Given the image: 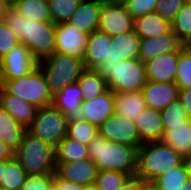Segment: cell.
<instances>
[{
    "mask_svg": "<svg viewBox=\"0 0 191 190\" xmlns=\"http://www.w3.org/2000/svg\"><path fill=\"white\" fill-rule=\"evenodd\" d=\"M56 162H72L89 158L87 145L64 137L55 147Z\"/></svg>",
    "mask_w": 191,
    "mask_h": 190,
    "instance_id": "f546056e",
    "label": "cell"
},
{
    "mask_svg": "<svg viewBox=\"0 0 191 190\" xmlns=\"http://www.w3.org/2000/svg\"><path fill=\"white\" fill-rule=\"evenodd\" d=\"M97 70L113 93L142 91L148 81L145 64L140 59L107 61Z\"/></svg>",
    "mask_w": 191,
    "mask_h": 190,
    "instance_id": "5b68a950",
    "label": "cell"
},
{
    "mask_svg": "<svg viewBox=\"0 0 191 190\" xmlns=\"http://www.w3.org/2000/svg\"><path fill=\"white\" fill-rule=\"evenodd\" d=\"M111 37L96 30L88 35L84 64L86 69L97 70L110 58Z\"/></svg>",
    "mask_w": 191,
    "mask_h": 190,
    "instance_id": "2e32d148",
    "label": "cell"
},
{
    "mask_svg": "<svg viewBox=\"0 0 191 190\" xmlns=\"http://www.w3.org/2000/svg\"><path fill=\"white\" fill-rule=\"evenodd\" d=\"M86 190H99L95 185L86 186Z\"/></svg>",
    "mask_w": 191,
    "mask_h": 190,
    "instance_id": "11a10c76",
    "label": "cell"
},
{
    "mask_svg": "<svg viewBox=\"0 0 191 190\" xmlns=\"http://www.w3.org/2000/svg\"><path fill=\"white\" fill-rule=\"evenodd\" d=\"M164 130L171 129V126L183 125L188 120L186 109L177 98L170 105L160 111Z\"/></svg>",
    "mask_w": 191,
    "mask_h": 190,
    "instance_id": "e575fe53",
    "label": "cell"
},
{
    "mask_svg": "<svg viewBox=\"0 0 191 190\" xmlns=\"http://www.w3.org/2000/svg\"><path fill=\"white\" fill-rule=\"evenodd\" d=\"M52 174L27 176L21 190H51Z\"/></svg>",
    "mask_w": 191,
    "mask_h": 190,
    "instance_id": "b9f144b4",
    "label": "cell"
},
{
    "mask_svg": "<svg viewBox=\"0 0 191 190\" xmlns=\"http://www.w3.org/2000/svg\"><path fill=\"white\" fill-rule=\"evenodd\" d=\"M141 39L135 30L111 38L109 61L138 59Z\"/></svg>",
    "mask_w": 191,
    "mask_h": 190,
    "instance_id": "44dd1931",
    "label": "cell"
},
{
    "mask_svg": "<svg viewBox=\"0 0 191 190\" xmlns=\"http://www.w3.org/2000/svg\"><path fill=\"white\" fill-rule=\"evenodd\" d=\"M13 150L0 139V161L10 160L13 157Z\"/></svg>",
    "mask_w": 191,
    "mask_h": 190,
    "instance_id": "bcb514c9",
    "label": "cell"
},
{
    "mask_svg": "<svg viewBox=\"0 0 191 190\" xmlns=\"http://www.w3.org/2000/svg\"><path fill=\"white\" fill-rule=\"evenodd\" d=\"M189 180L185 163L155 178L151 184L158 190H182Z\"/></svg>",
    "mask_w": 191,
    "mask_h": 190,
    "instance_id": "4dcf8cb0",
    "label": "cell"
},
{
    "mask_svg": "<svg viewBox=\"0 0 191 190\" xmlns=\"http://www.w3.org/2000/svg\"><path fill=\"white\" fill-rule=\"evenodd\" d=\"M184 163H185L186 168H187L188 178H189V180L191 181V156L186 157V158L184 159Z\"/></svg>",
    "mask_w": 191,
    "mask_h": 190,
    "instance_id": "7dc6e473",
    "label": "cell"
},
{
    "mask_svg": "<svg viewBox=\"0 0 191 190\" xmlns=\"http://www.w3.org/2000/svg\"><path fill=\"white\" fill-rule=\"evenodd\" d=\"M103 2L108 4L125 5L128 0H104Z\"/></svg>",
    "mask_w": 191,
    "mask_h": 190,
    "instance_id": "681fc988",
    "label": "cell"
},
{
    "mask_svg": "<svg viewBox=\"0 0 191 190\" xmlns=\"http://www.w3.org/2000/svg\"><path fill=\"white\" fill-rule=\"evenodd\" d=\"M184 157L161 141L143 143L137 150L136 174L146 183L182 165Z\"/></svg>",
    "mask_w": 191,
    "mask_h": 190,
    "instance_id": "3957f363",
    "label": "cell"
},
{
    "mask_svg": "<svg viewBox=\"0 0 191 190\" xmlns=\"http://www.w3.org/2000/svg\"><path fill=\"white\" fill-rule=\"evenodd\" d=\"M82 0H48L52 20L55 24L68 22Z\"/></svg>",
    "mask_w": 191,
    "mask_h": 190,
    "instance_id": "8d00e7d4",
    "label": "cell"
},
{
    "mask_svg": "<svg viewBox=\"0 0 191 190\" xmlns=\"http://www.w3.org/2000/svg\"><path fill=\"white\" fill-rule=\"evenodd\" d=\"M184 4L185 0H158L155 12L172 22Z\"/></svg>",
    "mask_w": 191,
    "mask_h": 190,
    "instance_id": "ab89813d",
    "label": "cell"
},
{
    "mask_svg": "<svg viewBox=\"0 0 191 190\" xmlns=\"http://www.w3.org/2000/svg\"><path fill=\"white\" fill-rule=\"evenodd\" d=\"M115 114V93L109 88L95 99L83 101L77 118L86 120L91 125L100 127Z\"/></svg>",
    "mask_w": 191,
    "mask_h": 190,
    "instance_id": "7c38bea8",
    "label": "cell"
},
{
    "mask_svg": "<svg viewBox=\"0 0 191 190\" xmlns=\"http://www.w3.org/2000/svg\"><path fill=\"white\" fill-rule=\"evenodd\" d=\"M83 93V101L95 99L108 89L106 79L98 70L86 69L78 80Z\"/></svg>",
    "mask_w": 191,
    "mask_h": 190,
    "instance_id": "83f0119b",
    "label": "cell"
},
{
    "mask_svg": "<svg viewBox=\"0 0 191 190\" xmlns=\"http://www.w3.org/2000/svg\"><path fill=\"white\" fill-rule=\"evenodd\" d=\"M98 132L107 141L126 144L137 149L143 144L134 121L117 114L109 117L98 128Z\"/></svg>",
    "mask_w": 191,
    "mask_h": 190,
    "instance_id": "8fae6325",
    "label": "cell"
},
{
    "mask_svg": "<svg viewBox=\"0 0 191 190\" xmlns=\"http://www.w3.org/2000/svg\"><path fill=\"white\" fill-rule=\"evenodd\" d=\"M83 102V93L77 83L68 85L53 95L52 106L67 117H77Z\"/></svg>",
    "mask_w": 191,
    "mask_h": 190,
    "instance_id": "603a6c76",
    "label": "cell"
},
{
    "mask_svg": "<svg viewBox=\"0 0 191 190\" xmlns=\"http://www.w3.org/2000/svg\"><path fill=\"white\" fill-rule=\"evenodd\" d=\"M2 88V81H1V77H0V90Z\"/></svg>",
    "mask_w": 191,
    "mask_h": 190,
    "instance_id": "680465c9",
    "label": "cell"
},
{
    "mask_svg": "<svg viewBox=\"0 0 191 190\" xmlns=\"http://www.w3.org/2000/svg\"><path fill=\"white\" fill-rule=\"evenodd\" d=\"M130 177L126 173L112 170L98 171L94 185L99 190H119Z\"/></svg>",
    "mask_w": 191,
    "mask_h": 190,
    "instance_id": "74e56055",
    "label": "cell"
},
{
    "mask_svg": "<svg viewBox=\"0 0 191 190\" xmlns=\"http://www.w3.org/2000/svg\"><path fill=\"white\" fill-rule=\"evenodd\" d=\"M20 43L18 36L8 26L0 22V60Z\"/></svg>",
    "mask_w": 191,
    "mask_h": 190,
    "instance_id": "60d3db41",
    "label": "cell"
},
{
    "mask_svg": "<svg viewBox=\"0 0 191 190\" xmlns=\"http://www.w3.org/2000/svg\"><path fill=\"white\" fill-rule=\"evenodd\" d=\"M102 1L82 0L68 23L80 32L90 35L98 30Z\"/></svg>",
    "mask_w": 191,
    "mask_h": 190,
    "instance_id": "d6986e66",
    "label": "cell"
},
{
    "mask_svg": "<svg viewBox=\"0 0 191 190\" xmlns=\"http://www.w3.org/2000/svg\"><path fill=\"white\" fill-rule=\"evenodd\" d=\"M1 81L2 88L7 93L25 100L37 108L50 106L52 104L53 95L38 66L22 78Z\"/></svg>",
    "mask_w": 191,
    "mask_h": 190,
    "instance_id": "52a82bcc",
    "label": "cell"
},
{
    "mask_svg": "<svg viewBox=\"0 0 191 190\" xmlns=\"http://www.w3.org/2000/svg\"><path fill=\"white\" fill-rule=\"evenodd\" d=\"M88 35L72 27L68 22L56 24L55 52L84 59Z\"/></svg>",
    "mask_w": 191,
    "mask_h": 190,
    "instance_id": "4fadbf2b",
    "label": "cell"
},
{
    "mask_svg": "<svg viewBox=\"0 0 191 190\" xmlns=\"http://www.w3.org/2000/svg\"><path fill=\"white\" fill-rule=\"evenodd\" d=\"M184 47V43L171 30L162 36L141 39L138 59L145 63L158 55L181 51Z\"/></svg>",
    "mask_w": 191,
    "mask_h": 190,
    "instance_id": "9a60e30c",
    "label": "cell"
},
{
    "mask_svg": "<svg viewBox=\"0 0 191 190\" xmlns=\"http://www.w3.org/2000/svg\"><path fill=\"white\" fill-rule=\"evenodd\" d=\"M175 84L178 90L191 88V51L187 46L179 51Z\"/></svg>",
    "mask_w": 191,
    "mask_h": 190,
    "instance_id": "d590c367",
    "label": "cell"
},
{
    "mask_svg": "<svg viewBox=\"0 0 191 190\" xmlns=\"http://www.w3.org/2000/svg\"><path fill=\"white\" fill-rule=\"evenodd\" d=\"M135 19L125 5L102 2L98 30L111 38L134 30Z\"/></svg>",
    "mask_w": 191,
    "mask_h": 190,
    "instance_id": "30bf717a",
    "label": "cell"
},
{
    "mask_svg": "<svg viewBox=\"0 0 191 190\" xmlns=\"http://www.w3.org/2000/svg\"><path fill=\"white\" fill-rule=\"evenodd\" d=\"M69 117L52 105L38 108L27 132L56 147L67 136Z\"/></svg>",
    "mask_w": 191,
    "mask_h": 190,
    "instance_id": "ba28073f",
    "label": "cell"
},
{
    "mask_svg": "<svg viewBox=\"0 0 191 190\" xmlns=\"http://www.w3.org/2000/svg\"><path fill=\"white\" fill-rule=\"evenodd\" d=\"M182 190H191V181L190 180L185 182V184L183 185V189Z\"/></svg>",
    "mask_w": 191,
    "mask_h": 190,
    "instance_id": "f5cc1de1",
    "label": "cell"
},
{
    "mask_svg": "<svg viewBox=\"0 0 191 190\" xmlns=\"http://www.w3.org/2000/svg\"><path fill=\"white\" fill-rule=\"evenodd\" d=\"M191 51V41L186 45Z\"/></svg>",
    "mask_w": 191,
    "mask_h": 190,
    "instance_id": "6f0895ef",
    "label": "cell"
},
{
    "mask_svg": "<svg viewBox=\"0 0 191 190\" xmlns=\"http://www.w3.org/2000/svg\"><path fill=\"white\" fill-rule=\"evenodd\" d=\"M172 31L186 46L191 41V6L184 4L171 22Z\"/></svg>",
    "mask_w": 191,
    "mask_h": 190,
    "instance_id": "836d02e7",
    "label": "cell"
},
{
    "mask_svg": "<svg viewBox=\"0 0 191 190\" xmlns=\"http://www.w3.org/2000/svg\"><path fill=\"white\" fill-rule=\"evenodd\" d=\"M3 22L14 32L20 43H23L37 62L43 61L55 52L54 22L29 20L23 17L15 6H8Z\"/></svg>",
    "mask_w": 191,
    "mask_h": 190,
    "instance_id": "6da1fadb",
    "label": "cell"
},
{
    "mask_svg": "<svg viewBox=\"0 0 191 190\" xmlns=\"http://www.w3.org/2000/svg\"><path fill=\"white\" fill-rule=\"evenodd\" d=\"M27 176L25 170L13 156L10 160H6V168L0 187L8 190H21Z\"/></svg>",
    "mask_w": 191,
    "mask_h": 190,
    "instance_id": "d6a6232c",
    "label": "cell"
},
{
    "mask_svg": "<svg viewBox=\"0 0 191 190\" xmlns=\"http://www.w3.org/2000/svg\"><path fill=\"white\" fill-rule=\"evenodd\" d=\"M89 158L98 171L112 170L134 176L137 170V148L107 141L99 133L87 145Z\"/></svg>",
    "mask_w": 191,
    "mask_h": 190,
    "instance_id": "7a4b0ae2",
    "label": "cell"
},
{
    "mask_svg": "<svg viewBox=\"0 0 191 190\" xmlns=\"http://www.w3.org/2000/svg\"><path fill=\"white\" fill-rule=\"evenodd\" d=\"M148 108L163 110L178 98V87L172 82H154L148 80L142 89Z\"/></svg>",
    "mask_w": 191,
    "mask_h": 190,
    "instance_id": "e0dca14e",
    "label": "cell"
},
{
    "mask_svg": "<svg viewBox=\"0 0 191 190\" xmlns=\"http://www.w3.org/2000/svg\"><path fill=\"white\" fill-rule=\"evenodd\" d=\"M38 62L33 58L31 51L19 43L0 60L1 80L22 78L33 71Z\"/></svg>",
    "mask_w": 191,
    "mask_h": 190,
    "instance_id": "9c48e42d",
    "label": "cell"
},
{
    "mask_svg": "<svg viewBox=\"0 0 191 190\" xmlns=\"http://www.w3.org/2000/svg\"><path fill=\"white\" fill-rule=\"evenodd\" d=\"M134 123L143 143L161 141L164 125L160 111L147 107L135 119Z\"/></svg>",
    "mask_w": 191,
    "mask_h": 190,
    "instance_id": "ffe728a7",
    "label": "cell"
},
{
    "mask_svg": "<svg viewBox=\"0 0 191 190\" xmlns=\"http://www.w3.org/2000/svg\"><path fill=\"white\" fill-rule=\"evenodd\" d=\"M178 99L185 107L187 116L191 120V88H185L179 90Z\"/></svg>",
    "mask_w": 191,
    "mask_h": 190,
    "instance_id": "f6af8a7d",
    "label": "cell"
},
{
    "mask_svg": "<svg viewBox=\"0 0 191 190\" xmlns=\"http://www.w3.org/2000/svg\"><path fill=\"white\" fill-rule=\"evenodd\" d=\"M143 190H158L151 183H147Z\"/></svg>",
    "mask_w": 191,
    "mask_h": 190,
    "instance_id": "db71d44e",
    "label": "cell"
},
{
    "mask_svg": "<svg viewBox=\"0 0 191 190\" xmlns=\"http://www.w3.org/2000/svg\"><path fill=\"white\" fill-rule=\"evenodd\" d=\"M147 183L139 176H130L119 190H143Z\"/></svg>",
    "mask_w": 191,
    "mask_h": 190,
    "instance_id": "ee69618b",
    "label": "cell"
},
{
    "mask_svg": "<svg viewBox=\"0 0 191 190\" xmlns=\"http://www.w3.org/2000/svg\"><path fill=\"white\" fill-rule=\"evenodd\" d=\"M185 4L191 6V0H185Z\"/></svg>",
    "mask_w": 191,
    "mask_h": 190,
    "instance_id": "9f6ffc18",
    "label": "cell"
},
{
    "mask_svg": "<svg viewBox=\"0 0 191 190\" xmlns=\"http://www.w3.org/2000/svg\"><path fill=\"white\" fill-rule=\"evenodd\" d=\"M157 2L158 0H128L125 7L135 19L149 13H155Z\"/></svg>",
    "mask_w": 191,
    "mask_h": 190,
    "instance_id": "f35d334b",
    "label": "cell"
},
{
    "mask_svg": "<svg viewBox=\"0 0 191 190\" xmlns=\"http://www.w3.org/2000/svg\"><path fill=\"white\" fill-rule=\"evenodd\" d=\"M14 6L29 20L53 22L47 0H19Z\"/></svg>",
    "mask_w": 191,
    "mask_h": 190,
    "instance_id": "f1b7e54d",
    "label": "cell"
},
{
    "mask_svg": "<svg viewBox=\"0 0 191 190\" xmlns=\"http://www.w3.org/2000/svg\"><path fill=\"white\" fill-rule=\"evenodd\" d=\"M145 108L147 104L142 91L115 93V114L135 121Z\"/></svg>",
    "mask_w": 191,
    "mask_h": 190,
    "instance_id": "cb8c5ba5",
    "label": "cell"
},
{
    "mask_svg": "<svg viewBox=\"0 0 191 190\" xmlns=\"http://www.w3.org/2000/svg\"><path fill=\"white\" fill-rule=\"evenodd\" d=\"M27 128L0 106V139L13 151L23 141Z\"/></svg>",
    "mask_w": 191,
    "mask_h": 190,
    "instance_id": "4316f807",
    "label": "cell"
},
{
    "mask_svg": "<svg viewBox=\"0 0 191 190\" xmlns=\"http://www.w3.org/2000/svg\"><path fill=\"white\" fill-rule=\"evenodd\" d=\"M0 106L18 123L28 128L35 118L38 108L18 97L10 95L3 88L0 90Z\"/></svg>",
    "mask_w": 191,
    "mask_h": 190,
    "instance_id": "7402d4cb",
    "label": "cell"
},
{
    "mask_svg": "<svg viewBox=\"0 0 191 190\" xmlns=\"http://www.w3.org/2000/svg\"><path fill=\"white\" fill-rule=\"evenodd\" d=\"M98 127L77 117H70L67 127V137L78 141L81 144L88 143L98 134Z\"/></svg>",
    "mask_w": 191,
    "mask_h": 190,
    "instance_id": "1f68e13d",
    "label": "cell"
},
{
    "mask_svg": "<svg viewBox=\"0 0 191 190\" xmlns=\"http://www.w3.org/2000/svg\"><path fill=\"white\" fill-rule=\"evenodd\" d=\"M161 142L173 148L184 158L191 156V120L164 130Z\"/></svg>",
    "mask_w": 191,
    "mask_h": 190,
    "instance_id": "484cf974",
    "label": "cell"
},
{
    "mask_svg": "<svg viewBox=\"0 0 191 190\" xmlns=\"http://www.w3.org/2000/svg\"><path fill=\"white\" fill-rule=\"evenodd\" d=\"M4 2L7 6H14L19 0H1Z\"/></svg>",
    "mask_w": 191,
    "mask_h": 190,
    "instance_id": "816d5d0a",
    "label": "cell"
},
{
    "mask_svg": "<svg viewBox=\"0 0 191 190\" xmlns=\"http://www.w3.org/2000/svg\"><path fill=\"white\" fill-rule=\"evenodd\" d=\"M51 190H86V186L67 181L55 172L52 174Z\"/></svg>",
    "mask_w": 191,
    "mask_h": 190,
    "instance_id": "7bdbcfd3",
    "label": "cell"
},
{
    "mask_svg": "<svg viewBox=\"0 0 191 190\" xmlns=\"http://www.w3.org/2000/svg\"><path fill=\"white\" fill-rule=\"evenodd\" d=\"M56 173L63 179L80 185H94L97 165L90 159L72 162H56Z\"/></svg>",
    "mask_w": 191,
    "mask_h": 190,
    "instance_id": "5bb4252c",
    "label": "cell"
},
{
    "mask_svg": "<svg viewBox=\"0 0 191 190\" xmlns=\"http://www.w3.org/2000/svg\"><path fill=\"white\" fill-rule=\"evenodd\" d=\"M5 168H6V160L5 161H0V184H1V181L3 179Z\"/></svg>",
    "mask_w": 191,
    "mask_h": 190,
    "instance_id": "f907efd6",
    "label": "cell"
},
{
    "mask_svg": "<svg viewBox=\"0 0 191 190\" xmlns=\"http://www.w3.org/2000/svg\"><path fill=\"white\" fill-rule=\"evenodd\" d=\"M179 51L161 54L145 62L147 80L175 83Z\"/></svg>",
    "mask_w": 191,
    "mask_h": 190,
    "instance_id": "ac0fdd59",
    "label": "cell"
},
{
    "mask_svg": "<svg viewBox=\"0 0 191 190\" xmlns=\"http://www.w3.org/2000/svg\"><path fill=\"white\" fill-rule=\"evenodd\" d=\"M7 5L0 0V22L3 21Z\"/></svg>",
    "mask_w": 191,
    "mask_h": 190,
    "instance_id": "c3c4849f",
    "label": "cell"
},
{
    "mask_svg": "<svg viewBox=\"0 0 191 190\" xmlns=\"http://www.w3.org/2000/svg\"><path fill=\"white\" fill-rule=\"evenodd\" d=\"M13 156L28 176L56 172L55 147L42 139L33 137L28 132L14 150Z\"/></svg>",
    "mask_w": 191,
    "mask_h": 190,
    "instance_id": "277c9868",
    "label": "cell"
},
{
    "mask_svg": "<svg viewBox=\"0 0 191 190\" xmlns=\"http://www.w3.org/2000/svg\"><path fill=\"white\" fill-rule=\"evenodd\" d=\"M37 66L41 69L52 95L68 85L77 83L86 70L82 59L57 52L38 62Z\"/></svg>",
    "mask_w": 191,
    "mask_h": 190,
    "instance_id": "8992f818",
    "label": "cell"
},
{
    "mask_svg": "<svg viewBox=\"0 0 191 190\" xmlns=\"http://www.w3.org/2000/svg\"><path fill=\"white\" fill-rule=\"evenodd\" d=\"M134 30L140 39H147L169 33L172 26L155 12L135 18Z\"/></svg>",
    "mask_w": 191,
    "mask_h": 190,
    "instance_id": "d4e9b609",
    "label": "cell"
}]
</instances>
